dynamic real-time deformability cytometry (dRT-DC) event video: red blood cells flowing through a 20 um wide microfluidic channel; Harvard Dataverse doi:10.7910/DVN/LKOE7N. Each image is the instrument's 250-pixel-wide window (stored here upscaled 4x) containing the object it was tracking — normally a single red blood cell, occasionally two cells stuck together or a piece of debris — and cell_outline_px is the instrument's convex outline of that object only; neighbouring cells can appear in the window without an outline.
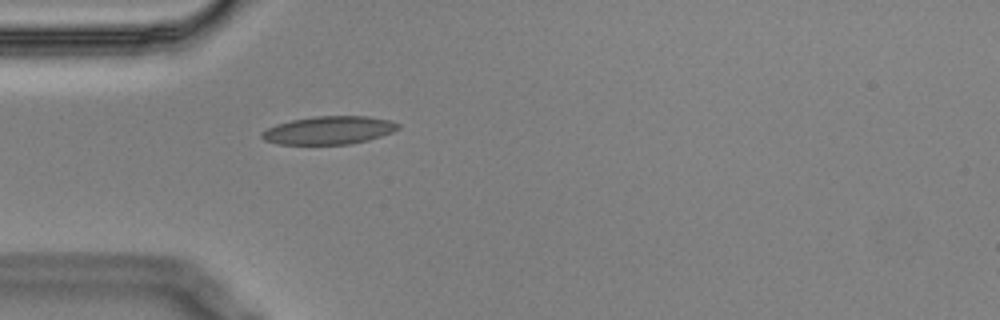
{"species": "Egyptian fruit bat (a non-hibernating species)", "species_latin": "Rousettus aegyptiacus", "temperature_condition": "cold", "stored_images_in_passage": 42, "camera_frame_rate_fps": 3000, "um_per_image_px": 0.085, "animal": {"sex": "male"}, "frame": {"image": 1, "passage_image": 2, "time_ms": 0.333, "image_size_px": [1000, 320], "cell_outline_px": [[400, 128], [392, 132], [368, 140], [348, 144], [276, 144], [264, 140], [260, 136], [260, 132], [276, 124], [292, 120], [316, 116], [368, 116], [392, 120], [400, 124]], "centroid_in_image_um": [27.96, 11.07], "position_along_channel_um": 57.0, "area_um2": 22.37}}
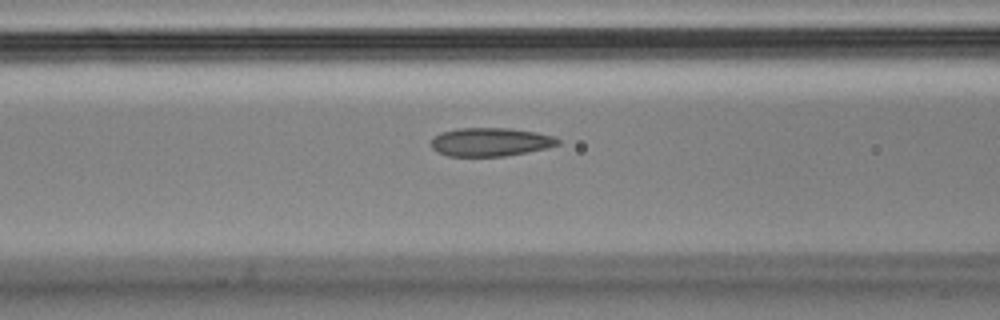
{"frame": {"image": 2, "passage_image": 8, "time_ms": 2.333, "image_size_px": [1000, 320], "cell_outline_px": [[560, 144], [548, 148], [528, 152], [504, 156], [448, 156], [436, 152], [432, 148], [432, 140], [440, 132], [456, 128], [512, 128], [536, 132], [552, 136], [560, 140]], "centroid_in_image_um": [41.69, 12.07], "position_along_channel_um": 124.9, "area_um2": 21.15}}
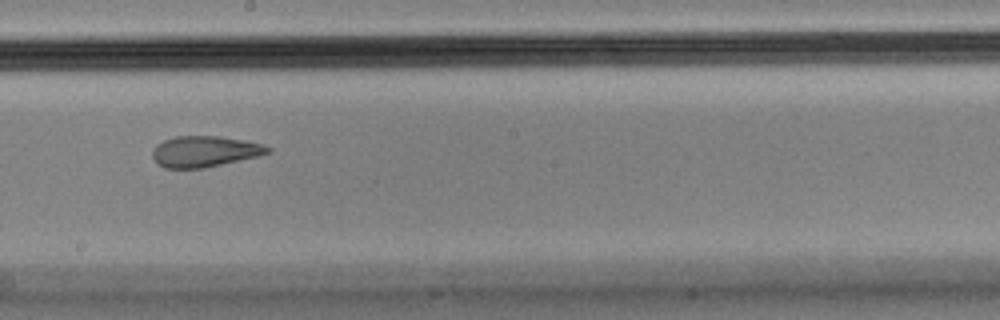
{"frame": {"image": 3, "passage_image": 17, "time_ms": 5.333, "image_size_px": [1000, 320], "cell_outline_px": [[272, 152], [256, 156], [204, 168], [164, 168], [156, 164], [152, 156], [152, 148], [156, 144], [164, 140], [176, 136], [220, 136], [244, 140], [264, 144], [272, 148]], "centroid_in_image_um": [17.37, 12.87], "position_along_channel_um": 230.8, "area_um2": 20.92}, "authors_computed_cell_mechanics": {"area_um2": 21.9929, "velocity_mm_per_s": 3.5281, "shape_relaxation_time_tau1_ms": null, "shape_relaxation_time_tau2_ms": 1.9202, "deformation_change_tau1": null, "deformation_change_tau2": 0.0808}}